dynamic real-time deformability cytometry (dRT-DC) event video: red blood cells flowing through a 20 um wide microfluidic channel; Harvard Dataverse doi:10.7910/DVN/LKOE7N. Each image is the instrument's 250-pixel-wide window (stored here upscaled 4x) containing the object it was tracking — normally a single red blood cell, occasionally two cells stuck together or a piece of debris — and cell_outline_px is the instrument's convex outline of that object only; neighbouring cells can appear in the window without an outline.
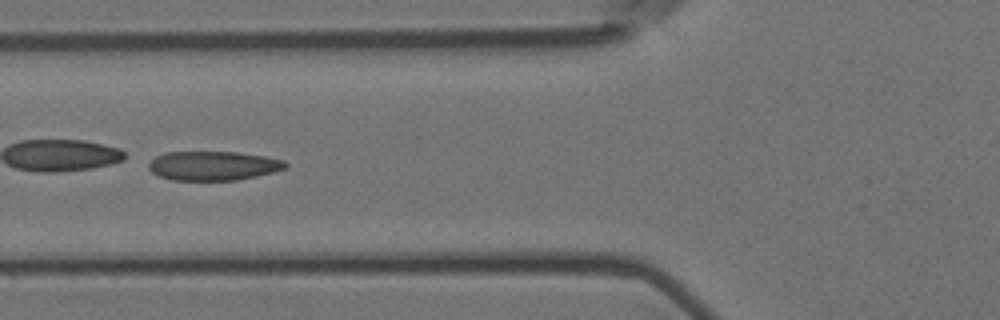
{"species": "Egyptian fruit bat (a non-hibernating species)", "species_latin": "Rousettus aegyptiacus", "temperature_condition": "room temperature", "stored_images_in_passage": 7, "camera_frame_rate_fps": 3000, "um_per_image_px": 0.085, "animal": {"sex": "female"}, "frame": {"image": 1, "passage_image": 6, "time_ms": 1.667, "image_size_px": [1000, 320], "cell_outline_px": [[288, 164], [284, 168], [272, 172], [256, 176], [236, 180], [172, 180], [160, 176], [152, 172], [148, 168], [148, 164], [156, 156], [164, 152], [236, 152], [264, 156], [284, 160]], "centroid_in_image_um": [18.1, 14.08], "position_along_channel_um": 107.7, "area_um2": 23.12}}